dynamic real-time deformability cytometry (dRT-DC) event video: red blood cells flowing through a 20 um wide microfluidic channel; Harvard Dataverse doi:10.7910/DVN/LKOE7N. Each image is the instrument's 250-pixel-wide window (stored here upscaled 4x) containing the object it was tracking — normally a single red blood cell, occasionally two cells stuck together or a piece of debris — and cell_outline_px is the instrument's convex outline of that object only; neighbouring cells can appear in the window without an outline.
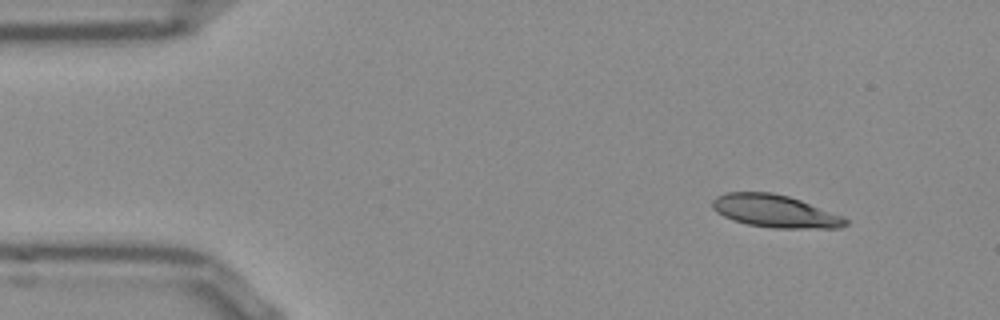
{"species": "Egyptian fruit bat (a non-hibernating species)", "species_latin": "Rousettus aegyptiacus", "temperature_condition": "room temperature", "stored_images_in_passage": 48, "camera_frame_rate_fps": 3000, "um_per_image_px": 0.085, "frame": {"image": 1, "passage_image": 1, "time_ms": 0.0, "image_size_px": [1000, 320], "cell_outline_px": [[848, 224], [840, 228], [772, 228], [748, 224], [732, 220], [716, 212], [712, 208], [712, 200], [716, 196], [724, 192], [772, 192], [788, 196], [800, 200], [840, 216], [848, 220]], "centroid_in_image_um": [65.81, 17.94], "position_along_channel_um": 19.2, "area_um2": 25.14}}
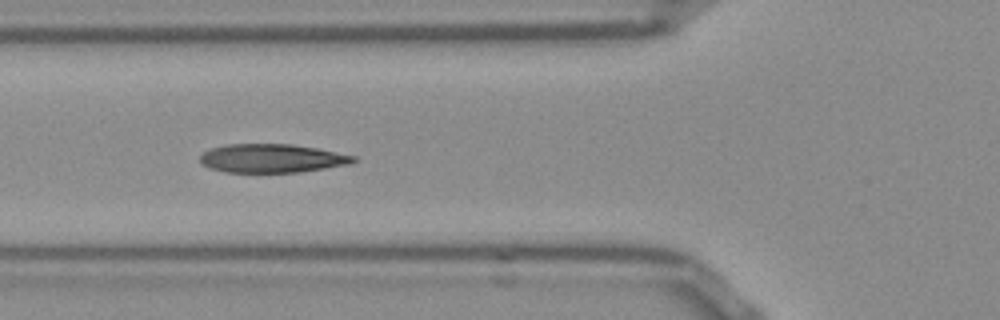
{"frame": {"image": 2, "passage_image": 14, "time_ms": 4.333, "image_size_px": [1000, 320], "cell_outline_px": [[356, 160], [352, 164], [300, 172], [224, 172], [212, 168], [204, 164], [200, 160], [200, 156], [204, 152], [212, 148], [224, 144], [292, 144], [316, 148], [356, 156]], "centroid_in_image_um": [23.15, 13.45], "position_along_channel_um": 102.7, "area_um2": 25.49}}
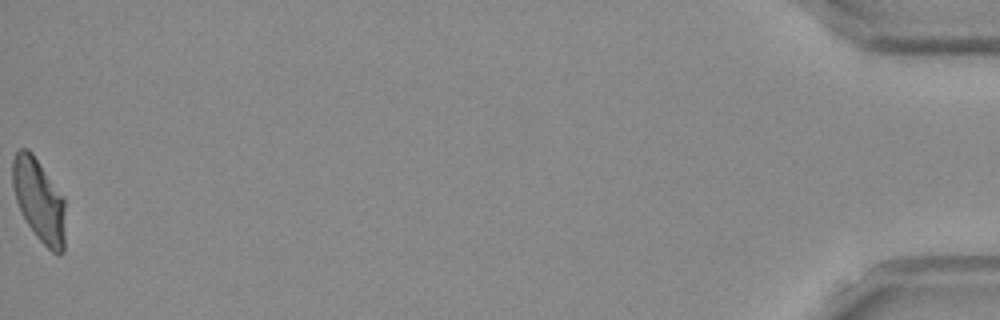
{"frame": {"image": 3, "passage_image": 48, "time_ms": 15.667, "image_size_px": [1000, 320], "cell_outline_px": [[64, 252], [60, 256], [52, 252], [36, 236], [28, 224], [16, 200], [12, 184], [12, 160], [16, 152], [20, 148], [28, 148], [32, 152], [64, 196]], "centroid_in_image_um": [3.32, 17.0], "position_along_channel_um": 431.9, "area_um2": 25.49}, "authors_computed_cell_mechanics": {"area_um2": 25.9522, "velocity_mm_per_s": 3.8294, "shape_relaxation_time_tau1_ms": 6.1562, "shape_relaxation_time_tau2_ms": 1.2352, "deformation_change_tau1": 0.1935, "deformation_change_tau2": 0.0826}}